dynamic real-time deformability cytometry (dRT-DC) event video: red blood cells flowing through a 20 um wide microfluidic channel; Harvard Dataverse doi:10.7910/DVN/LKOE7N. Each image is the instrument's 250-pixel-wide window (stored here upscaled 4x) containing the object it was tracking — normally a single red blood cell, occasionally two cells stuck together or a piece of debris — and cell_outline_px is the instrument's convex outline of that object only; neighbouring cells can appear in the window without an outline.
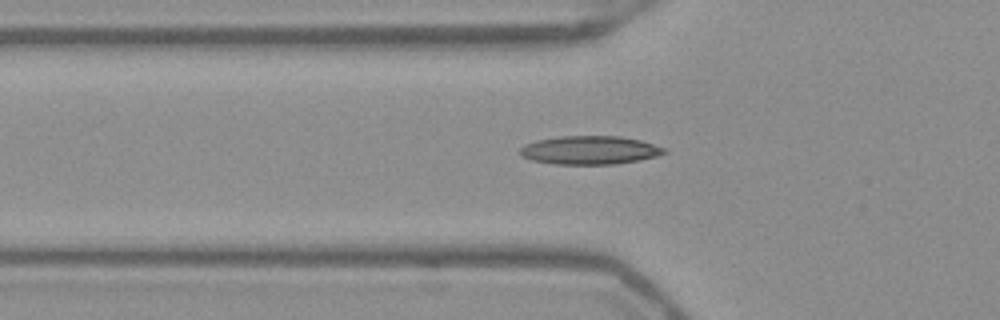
{"species": "Egyptian fruit bat (a non-hibernating species)", "species_latin": "Rousettus aegyptiacus", "temperature_condition": "warm", "stored_images_in_passage": 34, "camera_frame_rate_fps": 3000, "um_per_image_px": 0.085, "frame": {"image": 1, "passage_image": 3, "time_ms": 0.667, "image_size_px": [1000, 320], "cell_outline_px": [[668, 152], [656, 156], [616, 164], [556, 164], [532, 160], [520, 156], [520, 148], [524, 144], [536, 140], [560, 136], [620, 136], [640, 140], [668, 148]], "centroid_in_image_um": [50.13, 12.75], "position_along_channel_um": 75.7, "area_um2": 23.99}}
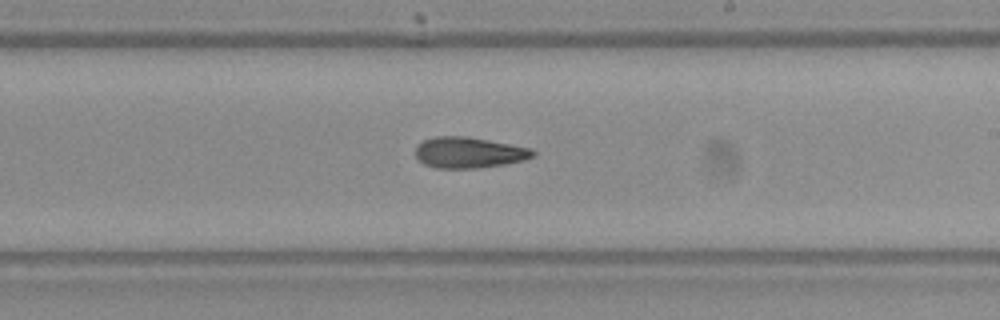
{"frame": {"image": 2, "passage_image": 16, "time_ms": 5.0, "image_size_px": [1000, 320], "cell_outline_px": [[536, 156], [524, 160], [504, 164], [476, 168], [436, 168], [424, 164], [416, 156], [416, 144], [424, 140], [436, 136], [468, 136], [532, 148], [536, 152]], "centroid_in_image_um": [39.88, 12.96], "position_along_channel_um": 249.1, "area_um2": 21.27}}
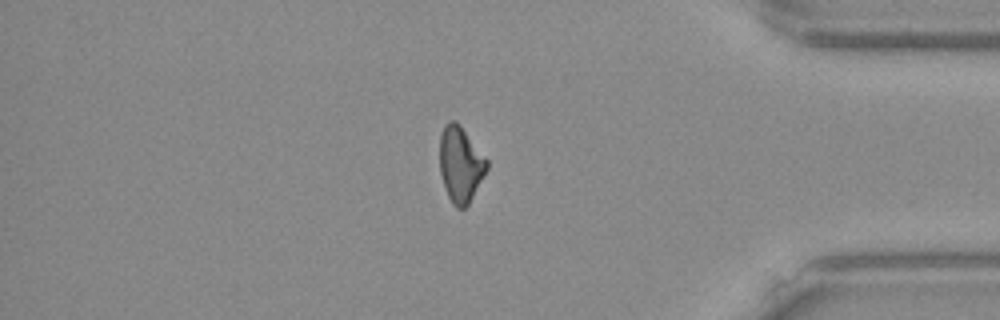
{"frame": {"image": 3, "passage_image": 29, "time_ms": 9.333, "image_size_px": [1000, 320], "cell_outline_px": [[488, 168], [468, 204], [464, 208], [456, 208], [452, 204], [444, 188], [440, 172], [440, 136], [444, 124], [448, 120], [452, 120], [460, 124], [488, 160]], "centroid_in_image_um": [39.13, 13.95], "position_along_channel_um": 396.1, "area_um2": 20.81}, "authors_computed_cell_mechanics": {"area_um2": 21.2415, "velocity_mm_per_s": 3.9815, "shape_relaxation_time_tau1_ms": null, "shape_relaxation_time_tau2_ms": 6.4851, "deformation_change_tau1": null, "deformation_change_tau2": 0.1603}}